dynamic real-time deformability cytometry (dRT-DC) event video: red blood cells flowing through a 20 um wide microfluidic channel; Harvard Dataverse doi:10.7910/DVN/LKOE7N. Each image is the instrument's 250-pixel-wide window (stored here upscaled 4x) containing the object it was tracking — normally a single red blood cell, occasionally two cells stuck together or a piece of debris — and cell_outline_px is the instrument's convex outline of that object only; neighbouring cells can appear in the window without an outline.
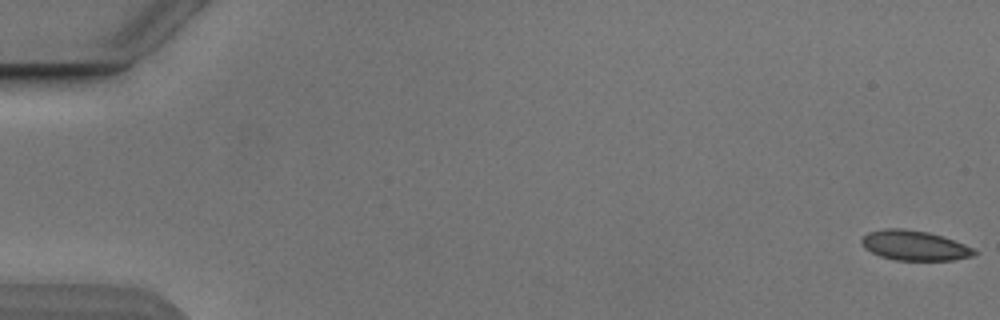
{"species": "Egyptian fruit bat (a non-hibernating species)", "species_latin": "Rousettus aegyptiacus", "temperature_condition": "cold", "stored_images_in_passage": 8, "camera_frame_rate_fps": 3000, "um_per_image_px": 0.085, "animal": {"sex": "male"}, "frame": {"image": 1, "passage_image": 1, "time_ms": 0.0, "image_size_px": [1000, 320], "cell_outline_px": [[980, 252], [972, 256], [952, 260], [896, 260], [880, 256], [864, 248], [860, 240], [868, 232], [888, 228], [900, 228], [928, 232], [964, 244]], "centroid_in_image_um": [77.72, 20.87], "position_along_channel_um": 7.3, "area_um2": 19.42}}